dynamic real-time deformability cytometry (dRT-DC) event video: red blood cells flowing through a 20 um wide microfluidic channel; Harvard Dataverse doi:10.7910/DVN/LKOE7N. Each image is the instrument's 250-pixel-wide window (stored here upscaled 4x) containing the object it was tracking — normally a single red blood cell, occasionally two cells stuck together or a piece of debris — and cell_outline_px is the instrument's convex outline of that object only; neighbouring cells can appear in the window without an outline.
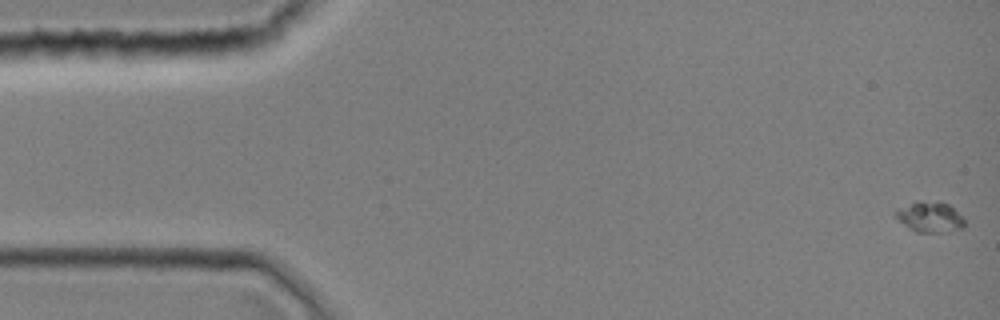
{"species": "common noctule bat (a hibernating species)", "species_latin": "Nyctalus noctula", "temperature_condition": "room temperature", "stored_images_in_passage": 1, "camera_frame_rate_fps": 3000, "um_per_image_px": 0.085, "animal": {"sex": "female", "body_mass_g": 19.0, "forearm_length_mm": 51.5}, "frame": {"image": 1, "passage_image": 1, "time_ms": 0.0, "image_size_px": [1000, 320], "cell_outline_px": [[964, 228], [936, 232], [916, 232], [908, 228], [896, 216], [896, 208], [916, 200], [940, 200], [948, 204], [964, 220]], "centroid_in_image_um": [79.0, 18.4], "position_along_channel_um": 6.0, "area_um2": 12.25}}